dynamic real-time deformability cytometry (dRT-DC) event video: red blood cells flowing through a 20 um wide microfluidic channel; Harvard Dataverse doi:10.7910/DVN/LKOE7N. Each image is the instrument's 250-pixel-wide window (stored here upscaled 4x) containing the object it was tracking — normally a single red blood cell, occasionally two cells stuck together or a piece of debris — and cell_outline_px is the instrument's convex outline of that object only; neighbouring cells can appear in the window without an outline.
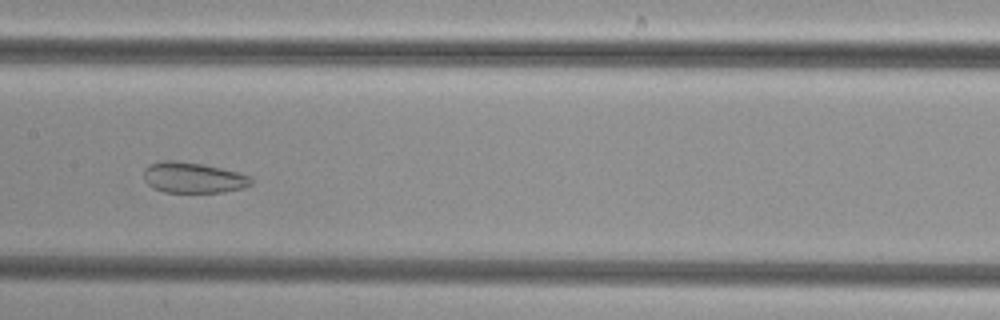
{"species": "common noctule bat (a hibernating species)", "species_latin": "Nyctalus noctula", "temperature_condition": "cold", "stored_images_in_passage": 46, "segment_of_instrument_passage": [1, 2], "camera_frame_rate_fps": 3000, "um_per_image_px": 0.085, "animal": {"sex": "female", "body_mass_g": 29.2, "forearm_length_mm": 56.3}, "frame": {"image": 1, "passage_image": 20, "time_ms": 6.333, "image_size_px": [1000, 320], "cell_outline_px": [[252, 184], [244, 188], [224, 192], [164, 192], [152, 188], [144, 180], [144, 168], [148, 164], [160, 160], [176, 160], [204, 164], [236, 172], [248, 176], [252, 180]], "centroid_in_image_um": [16.36, 15.09], "position_along_channel_um": 191.0, "area_um2": 19.36}}
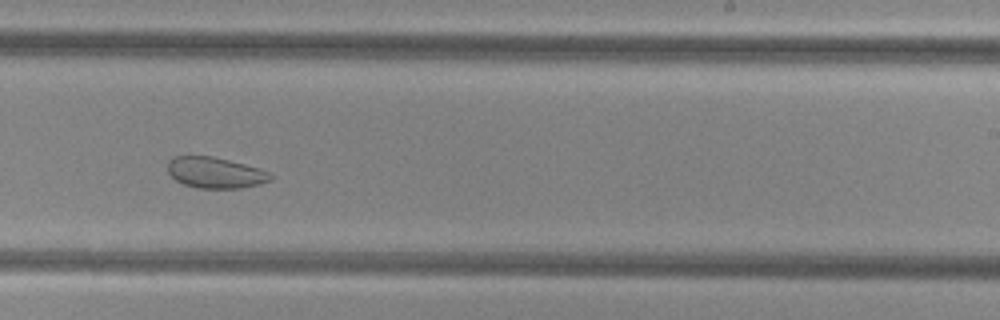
{"frame": {"image": 2, "passage_image": 26, "time_ms": 8.333, "image_size_px": [1000, 320], "cell_outline_px": [[272, 180], [260, 184], [240, 188], [196, 188], [184, 184], [176, 180], [168, 172], [168, 160], [172, 156], [212, 156], [260, 168], [272, 172]], "centroid_in_image_um": [18.32, 14.67], "position_along_channel_um": 270.7, "area_um2": 18.67}}
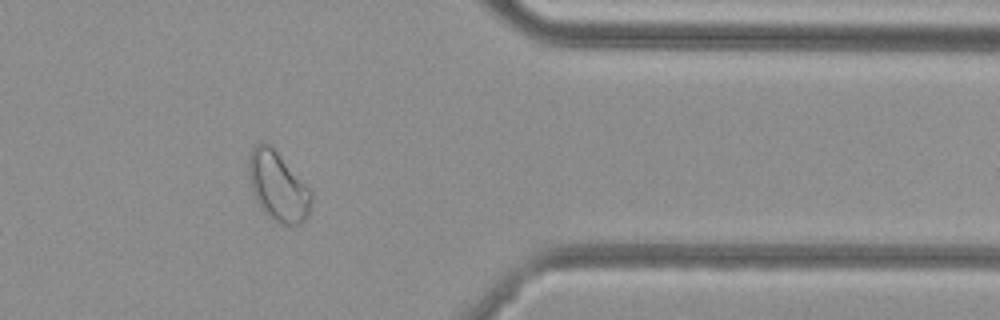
{"frame": {"image": 3, "passage_image": 36, "time_ms": 11.667, "image_size_px": [1000, 320], "cell_outline_px": [[312, 200], [308, 216], [300, 224], [280, 224], [272, 220], [260, 208], [252, 192], [248, 172], [248, 156], [252, 148], [260, 140], [268, 140], [312, 192]], "centroid_in_image_um": [23.59, 15.8], "position_along_channel_um": 387.8, "area_um2": 25.72}}